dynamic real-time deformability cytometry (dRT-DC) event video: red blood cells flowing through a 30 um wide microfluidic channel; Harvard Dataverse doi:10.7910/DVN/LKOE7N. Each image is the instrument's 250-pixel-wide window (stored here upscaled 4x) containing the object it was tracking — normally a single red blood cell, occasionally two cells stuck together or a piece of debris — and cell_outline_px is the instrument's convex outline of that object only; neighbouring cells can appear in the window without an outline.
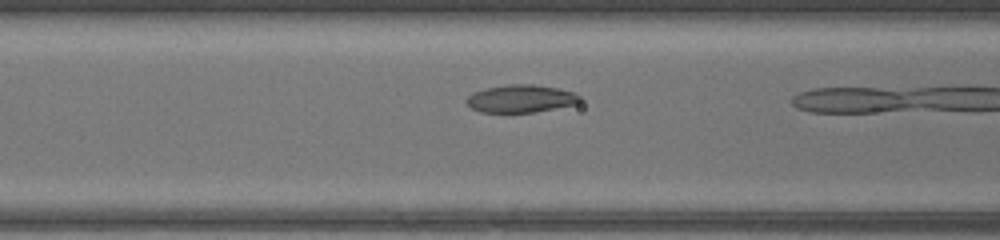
{"species": "common noctule bat (a hibernating species)", "species_latin": "Nyctalus noctula", "temperature_condition": "warm", "stored_images_in_passage": 7, "camera_frame_rate_fps": 3000, "um_per_image_px": 0.085, "animal": {"sex": "female", "body_mass_g": 17.0, "forearm_length_mm": 48.0}, "frame": {"image": 1, "passage_image": 6, "time_ms": 1.667, "image_size_px": [1000, 240], "cell_outline_px": [[584, 100], [580, 104], [536, 112], [480, 112], [472, 108], [464, 100], [472, 92], [484, 88], [508, 84], [532, 84], [560, 88], [576, 92]], "centroid_in_image_um": [44.34, 8.38], "position_along_channel_um": 122.3, "area_um2": 18.79}}